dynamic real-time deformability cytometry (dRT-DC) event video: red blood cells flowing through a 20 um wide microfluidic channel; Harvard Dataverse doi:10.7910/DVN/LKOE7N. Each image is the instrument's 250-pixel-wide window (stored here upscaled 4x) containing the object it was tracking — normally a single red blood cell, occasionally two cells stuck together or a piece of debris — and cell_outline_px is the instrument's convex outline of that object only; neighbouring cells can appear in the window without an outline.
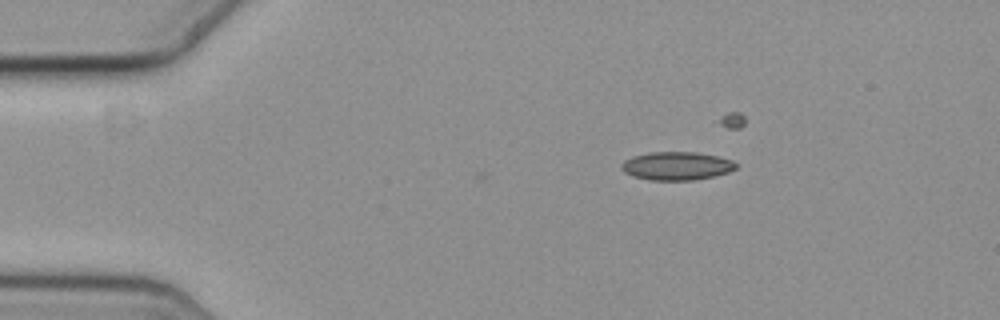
{"species": "common noctule bat (a hibernating species)", "species_latin": "Nyctalus noctula", "temperature_condition": "cold", "stored_images_in_passage": 8, "camera_frame_rate_fps": 3000, "um_per_image_px": 0.085, "animal": {"sex": "female", "body_mass_g": 19.3, "forearm_length_mm": 54.1}, "frame": {"image": 1, "passage_image": 1, "time_ms": 0.0, "image_size_px": [1000, 320], "cell_outline_px": [[736, 168], [728, 172], [712, 176], [692, 180], [652, 180], [632, 176], [624, 172], [620, 168], [620, 164], [624, 160], [632, 156], [648, 152], [696, 152], [716, 156], [732, 160], [736, 164]], "centroid_in_image_um": [57.46, 14.1], "position_along_channel_um": 27.5, "area_um2": 18.84}}